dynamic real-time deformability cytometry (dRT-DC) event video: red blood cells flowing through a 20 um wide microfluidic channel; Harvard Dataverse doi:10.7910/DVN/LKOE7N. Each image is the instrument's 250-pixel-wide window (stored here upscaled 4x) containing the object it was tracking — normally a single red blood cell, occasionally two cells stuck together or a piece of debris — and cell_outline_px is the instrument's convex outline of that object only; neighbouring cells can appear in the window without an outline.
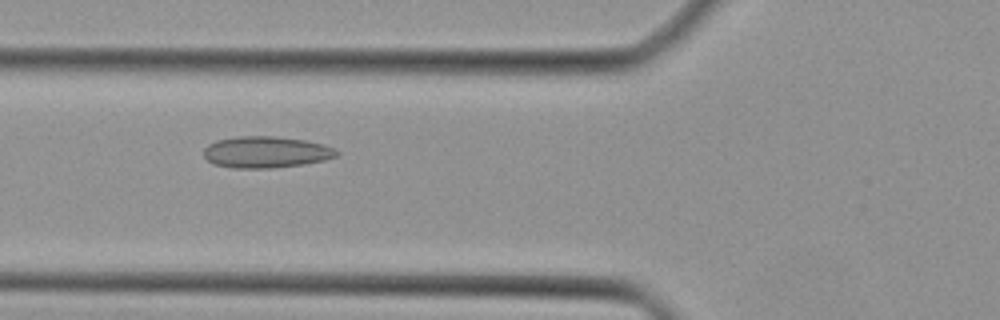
{"species": "Egyptian fruit bat (a non-hibernating species)", "species_latin": "Rousettus aegyptiacus", "temperature_condition": "cold", "stored_images_in_passage": 45, "camera_frame_rate_fps": 3000, "um_per_image_px": 0.085, "animal": {"sex": "female"}, "frame": {"image": 1, "passage_image": 17, "time_ms": 5.333, "image_size_px": [1000, 320], "cell_outline_px": [[340, 156], [324, 160], [304, 164], [272, 168], [232, 168], [212, 164], [204, 156], [204, 148], [208, 144], [216, 140], [236, 136], [272, 136], [304, 140], [324, 144], [340, 152]], "centroid_in_image_um": [22.6, 12.93], "position_along_channel_um": 103.2, "area_um2": 24.57}}
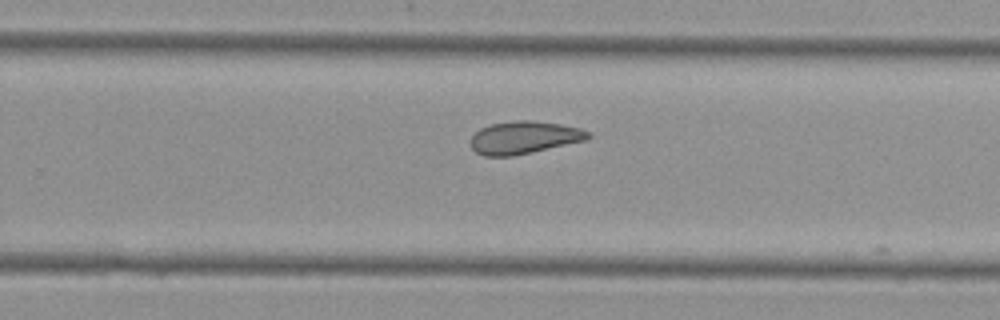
{"frame": {"image": 2, "passage_image": 29, "time_ms": 9.333, "image_size_px": [1000, 320], "cell_outline_px": [[592, 136], [588, 140], [512, 156], [484, 156], [476, 152], [472, 148], [472, 136], [480, 128], [492, 124], [512, 120], [532, 120], [560, 124], [580, 128], [588, 132]], "centroid_in_image_um": [44.57, 11.68], "position_along_channel_um": 285.2, "area_um2": 22.25}}
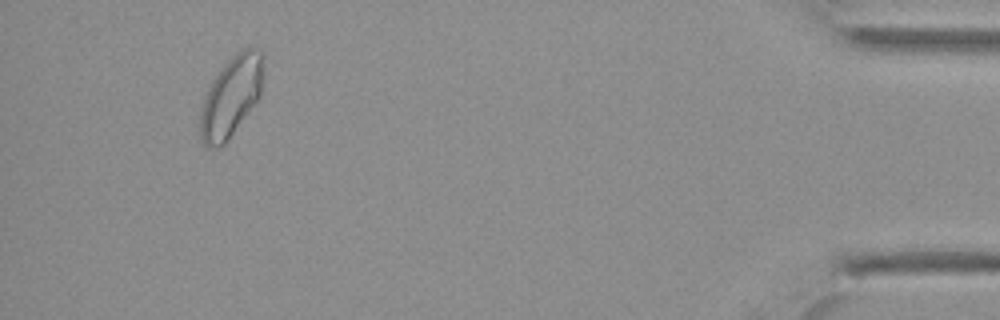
{"frame": {"image": 3, "passage_image": 42, "time_ms": 13.667, "image_size_px": [1000, 320], "cell_outline_px": [[264, 56], [260, 96], [228, 140], [224, 144], [208, 148], [200, 140], [200, 112], [204, 96], [212, 80], [220, 68], [240, 48], [256, 48], [264, 52]], "centroid_in_image_um": [19.64, 8.17], "position_along_channel_um": 415.6, "area_um2": 29.59}}